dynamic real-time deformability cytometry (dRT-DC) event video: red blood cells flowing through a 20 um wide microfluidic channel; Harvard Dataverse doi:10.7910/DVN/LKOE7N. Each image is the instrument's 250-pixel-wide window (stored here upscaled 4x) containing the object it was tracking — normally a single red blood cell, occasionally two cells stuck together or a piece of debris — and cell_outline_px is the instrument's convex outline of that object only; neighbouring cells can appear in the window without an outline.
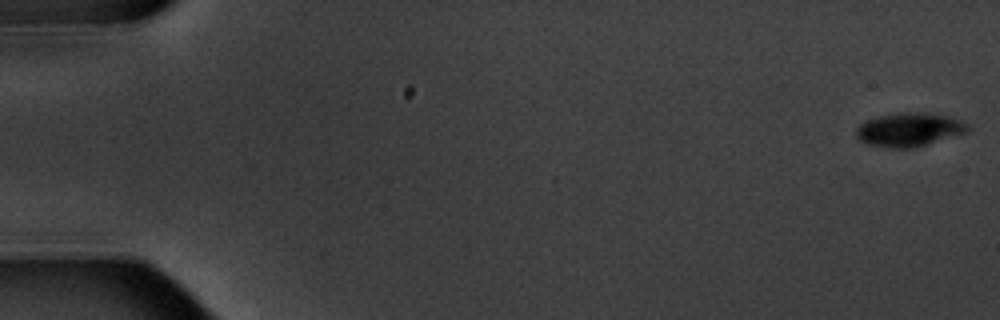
{"species": "common noctule bat (a hibernating species)", "species_latin": "Nyctalus noctula", "temperature_condition": "warm", "stored_images_in_passage": 6, "segment_of_instrument_passage": [2, 2], "camera_frame_rate_fps": 3000, "um_per_image_px": 0.085, "animal": {"sex": "male", "body_mass_g": 20.1, "forearm_length_mm": 53.5}, "frame": {"image": 1, "passage_image": 6, "time_ms": 6.667, "image_size_px": [1000, 320], "cell_outline_px": [[968, 132], [916, 148], [888, 148], [868, 144], [860, 140], [856, 136], [856, 128], [864, 120], [880, 116], [900, 112], [928, 112], [948, 116], [960, 120], [968, 124]], "centroid_in_image_um": [77.28, 11.02], "position_along_channel_um": 7.7, "area_um2": 22.14}}